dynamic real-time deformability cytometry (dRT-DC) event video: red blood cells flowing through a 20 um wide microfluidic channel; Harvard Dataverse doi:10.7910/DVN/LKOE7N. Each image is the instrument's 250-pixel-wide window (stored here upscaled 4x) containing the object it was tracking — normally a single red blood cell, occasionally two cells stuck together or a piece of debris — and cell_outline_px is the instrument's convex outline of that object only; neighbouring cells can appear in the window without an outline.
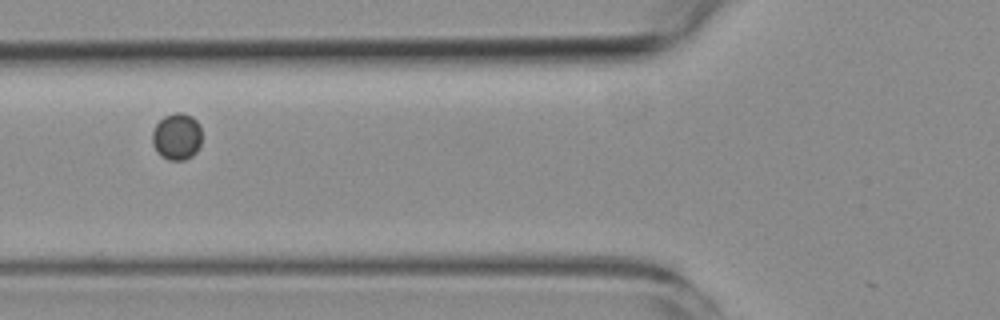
{"species": "common noctule bat (a hibernating species)", "species_latin": "Nyctalus noctula", "temperature_condition": "room temperature", "stored_images_in_passage": 15, "segment_of_instrument_passage": [1, 2], "camera_frame_rate_fps": 3000, "um_per_image_px": 0.085, "animal": {"sex": "female", "body_mass_g": 19.3, "forearm_length_mm": 54.1}, "frame": {"image": 1, "passage_image": 6, "time_ms": 7.0, "image_size_px": [1000, 320], "cell_outline_px": [[200, 144], [196, 152], [192, 156], [184, 160], [168, 160], [160, 156], [156, 152], [152, 144], [152, 132], [156, 124], [164, 116], [176, 112], [180, 112], [192, 116], [200, 124]], "centroid_in_image_um": [15.01, 11.61], "position_along_channel_um": 110.8, "area_um2": 13.64}}
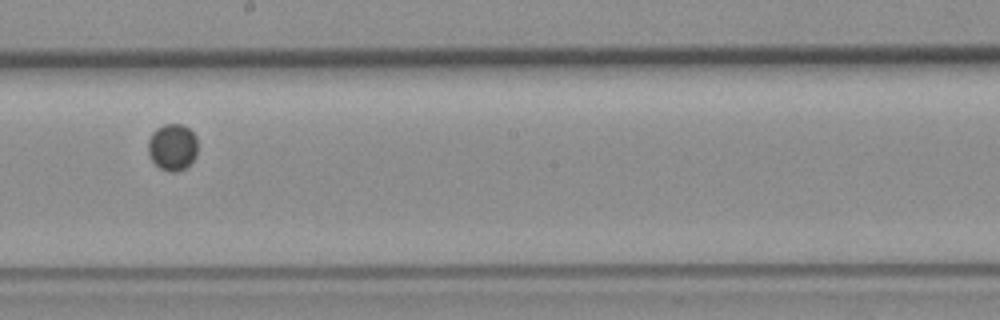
{"frame": {"image": 2, "passage_image": 9, "time_ms": 10.333, "image_size_px": [1000, 320], "cell_outline_px": [[196, 156], [184, 168], [172, 172], [168, 172], [160, 168], [148, 156], [148, 140], [152, 132], [156, 128], [164, 124], [184, 124], [196, 136]], "centroid_in_image_um": [14.63, 12.48], "position_along_channel_um": 233.6, "area_um2": 13.47}}
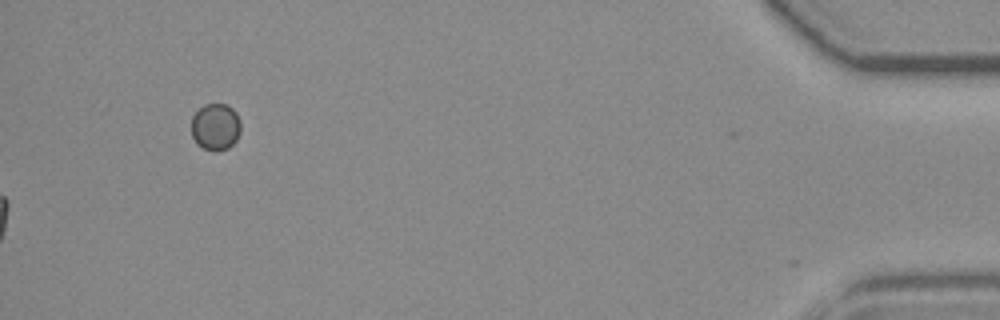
{"frame": {"image": 3, "passage_image": 14, "time_ms": 17.333, "image_size_px": [1000, 320], "cell_outline_px": [[240, 132], [236, 140], [228, 148], [216, 152], [204, 148], [196, 144], [192, 136], [192, 116], [204, 104], [228, 104], [236, 112], [240, 120]], "centroid_in_image_um": [18.32, 10.78], "position_along_channel_um": 416.9, "area_um2": 13.58}}